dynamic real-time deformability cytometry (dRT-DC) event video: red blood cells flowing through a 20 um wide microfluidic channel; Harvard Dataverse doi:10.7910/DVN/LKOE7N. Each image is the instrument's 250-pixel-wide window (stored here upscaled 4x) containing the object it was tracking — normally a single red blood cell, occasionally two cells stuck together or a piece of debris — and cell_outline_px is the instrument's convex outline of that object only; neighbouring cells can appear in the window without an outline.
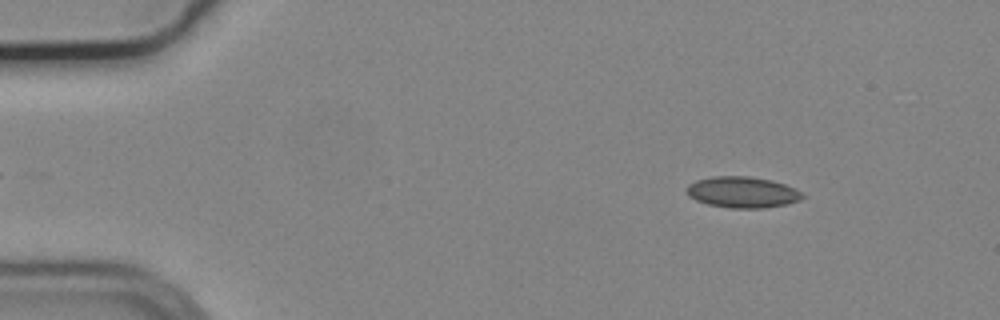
{"species": "common noctule bat (a hibernating species)", "species_latin": "Nyctalus noctula", "temperature_condition": "cold", "stored_images_in_passage": 52, "camera_frame_rate_fps": 3000, "um_per_image_px": 0.085, "animal": {"sex": "male", "body_mass_g": 19.2, "forearm_length_mm": 51.8}, "frame": {"image": 1, "passage_image": 4, "time_ms": 1.0, "image_size_px": [1000, 320], "cell_outline_px": [[804, 196], [800, 200], [788, 204], [764, 208], [728, 208], [708, 204], [696, 200], [688, 196], [688, 184], [696, 180], [712, 176], [748, 176], [772, 180], [796, 188]], "centroid_in_image_um": [63.12, 16.34], "position_along_channel_um": 21.9, "area_um2": 21.04}}
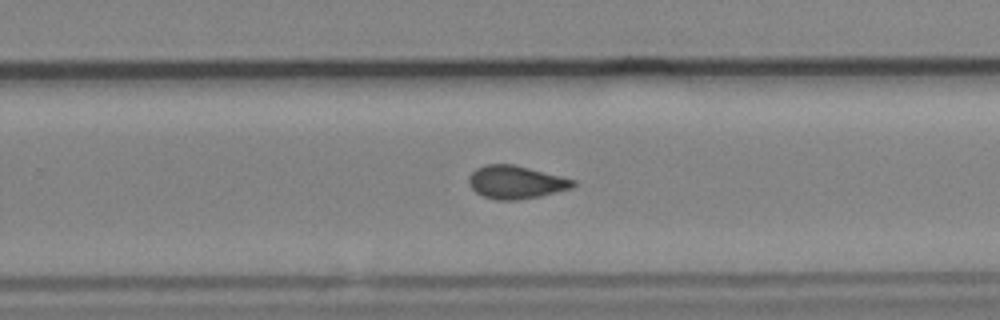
{"frame": {"image": 2, "passage_image": 32, "time_ms": 10.333, "image_size_px": [1000, 320], "cell_outline_px": [[576, 184], [572, 188], [540, 196], [516, 200], [496, 200], [484, 196], [476, 192], [468, 184], [468, 176], [476, 168], [484, 164], [512, 164], [576, 180]], "centroid_in_image_um": [43.82, 15.48], "position_along_channel_um": 286.0, "area_um2": 20.0}}
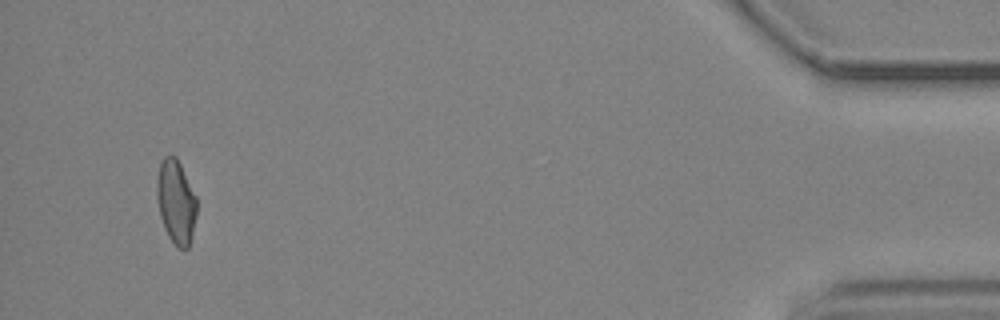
{"frame": {"image": 3, "passage_image": 49, "time_ms": 16.0, "image_size_px": [1000, 320], "cell_outline_px": [[196, 216], [192, 236], [188, 248], [184, 252], [176, 248], [168, 236], [164, 228], [160, 216], [156, 196], [156, 180], [160, 164], [164, 156], [176, 156], [196, 196]], "centroid_in_image_um": [14.95, 17.21], "position_along_channel_um": 420.2, "area_um2": 19.71}, "authors_computed_cell_mechanics": {"area_um2": 19.9988, "velocity_mm_per_s": 3.7335, "shape_relaxation_time_tau1_ms": null, "shape_relaxation_time_tau2_ms": 1.6769, "deformation_change_tau1": null, "deformation_change_tau2": 0.0825}}